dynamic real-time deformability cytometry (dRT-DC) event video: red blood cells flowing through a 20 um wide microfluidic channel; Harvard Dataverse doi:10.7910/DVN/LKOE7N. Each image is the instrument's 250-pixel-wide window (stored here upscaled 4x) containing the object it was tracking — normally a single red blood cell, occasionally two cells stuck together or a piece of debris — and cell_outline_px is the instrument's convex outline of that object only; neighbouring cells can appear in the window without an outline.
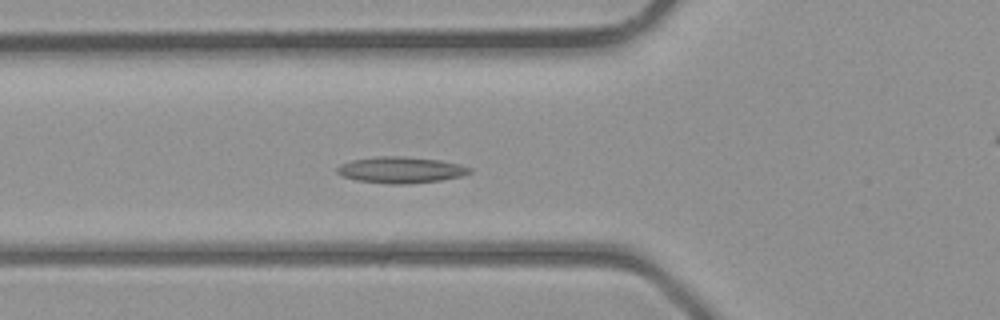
{"species": "common noctule bat (a hibernating species)", "species_latin": "Nyctalus noctula", "temperature_condition": "room temperature", "stored_images_in_passage": 42, "camera_frame_rate_fps": 3000, "um_per_image_px": 0.085, "animal": {"sex": "male", "body_mass_g": 23.1, "forearm_length_mm": 52.7}, "frame": {"image": 1, "passage_image": 15, "time_ms": 4.667, "image_size_px": [1000, 320], "cell_outline_px": [[472, 172], [460, 176], [440, 180], [404, 184], [388, 184], [356, 180], [344, 176], [336, 172], [336, 168], [340, 164], [352, 160], [376, 156], [404, 156], [440, 160], [460, 164], [472, 168]], "centroid_in_image_um": [34.06, 14.43], "position_along_channel_um": 91.7, "area_um2": 20.29}}
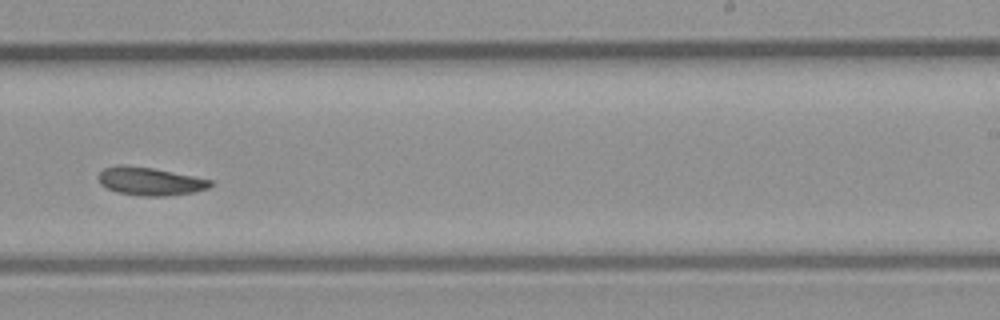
{"frame": {"image": 2, "passage_image": 26, "time_ms": 8.333, "image_size_px": [1000, 320], "cell_outline_px": [[212, 184], [208, 188], [192, 192], [164, 196], [140, 196], [116, 192], [100, 184], [96, 176], [104, 168], [116, 164], [120, 164], [152, 168], [212, 180]], "centroid_in_image_um": [12.68, 15.4], "position_along_channel_um": 276.3, "area_um2": 18.26}}
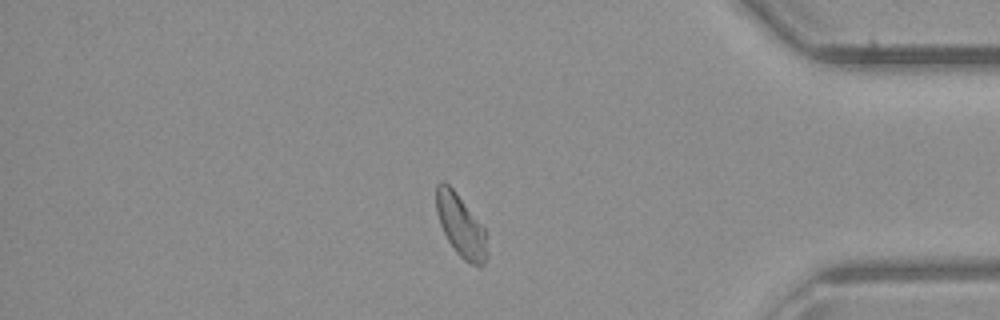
{"frame": {"image": 3, "passage_image": 35, "time_ms": 11.333, "image_size_px": [1000, 320], "cell_outline_px": [[484, 264], [480, 268], [464, 260], [456, 252], [448, 240], [440, 224], [436, 212], [436, 184], [440, 180], [444, 180], [456, 192], [484, 228]], "centroid_in_image_um": [39.09, 19.13], "position_along_channel_um": 396.1, "area_um2": 17.86}}